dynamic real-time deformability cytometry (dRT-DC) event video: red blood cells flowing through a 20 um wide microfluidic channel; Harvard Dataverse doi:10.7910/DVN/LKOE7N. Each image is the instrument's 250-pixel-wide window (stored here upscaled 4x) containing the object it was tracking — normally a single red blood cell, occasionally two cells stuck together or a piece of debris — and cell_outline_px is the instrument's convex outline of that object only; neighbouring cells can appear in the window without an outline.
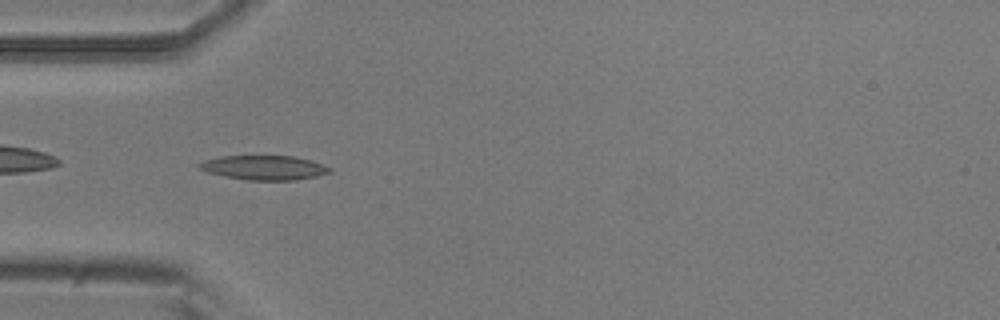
{"species": "common noctule bat (a hibernating species)", "species_latin": "Nyctalus noctula", "temperature_condition": "room temperature", "stored_images_in_passage": 5, "camera_frame_rate_fps": 3000, "um_per_image_px": 0.085, "animal": {"sex": "male", "body_mass_g": 20.5, "forearm_length_mm": 52.5}, "frame": {"image": 1, "passage_image": 5, "time_ms": 1.333, "image_size_px": [1000, 320], "cell_outline_px": [[332, 172], [316, 176], [296, 180], [248, 180], [224, 176], [208, 172], [200, 168], [196, 164], [208, 160], [224, 156], [292, 156], [312, 160], [324, 164], [332, 168]], "centroid_in_image_um": [22.52, 14.25], "position_along_channel_um": 62.5, "area_um2": 18.44}}